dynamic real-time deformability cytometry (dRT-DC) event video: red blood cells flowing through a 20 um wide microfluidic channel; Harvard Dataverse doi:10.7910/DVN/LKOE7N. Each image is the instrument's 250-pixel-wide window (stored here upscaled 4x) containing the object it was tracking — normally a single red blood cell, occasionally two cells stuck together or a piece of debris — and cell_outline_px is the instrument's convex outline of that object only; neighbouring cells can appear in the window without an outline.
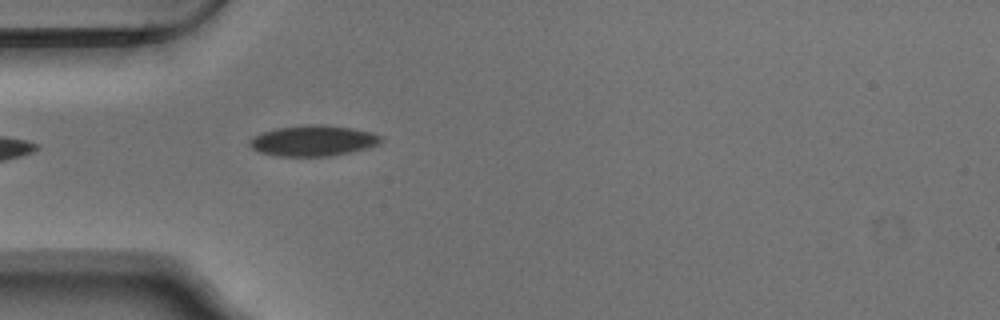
{"species": "Egyptian fruit bat (a non-hibernating species)", "species_latin": "Rousettus aegyptiacus", "temperature_condition": "warm", "stored_images_in_passage": 43, "camera_frame_rate_fps": 3000, "um_per_image_px": 0.085, "animal": {"sex": "male"}, "frame": {"image": 1, "passage_image": 5, "time_ms": 1.333, "image_size_px": [1000, 320], "cell_outline_px": [[384, 140], [380, 144], [368, 148], [352, 152], [332, 156], [276, 156], [260, 152], [252, 148], [248, 144], [248, 140], [264, 132], [276, 128], [308, 124], [324, 124], [352, 128], [372, 132], [380, 136]], "centroid_in_image_um": [26.66, 11.96], "position_along_channel_um": 58.3, "area_um2": 23.7}}
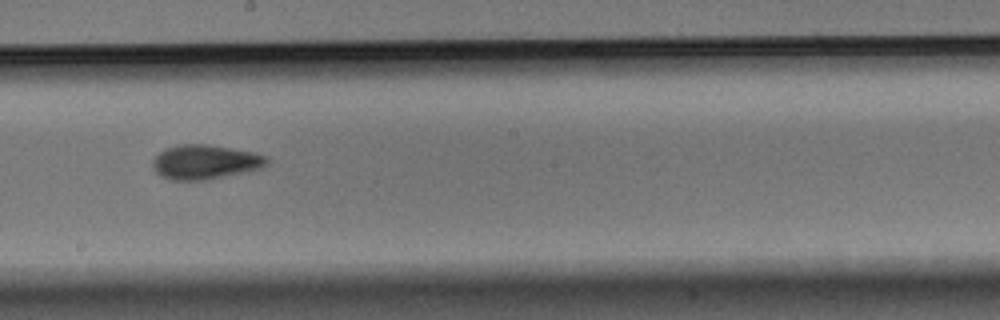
{"frame": {"image": 2, "passage_image": 19, "time_ms": 6.0, "image_size_px": [1000, 320], "cell_outline_px": [[268, 164], [264, 168], [248, 172], [204, 180], [168, 180], [160, 176], [152, 168], [152, 160], [160, 152], [168, 148], [180, 144], [208, 144], [252, 152], [268, 156]], "centroid_in_image_um": [17.45, 13.78], "position_along_channel_um": 230.7, "area_um2": 23.12}}
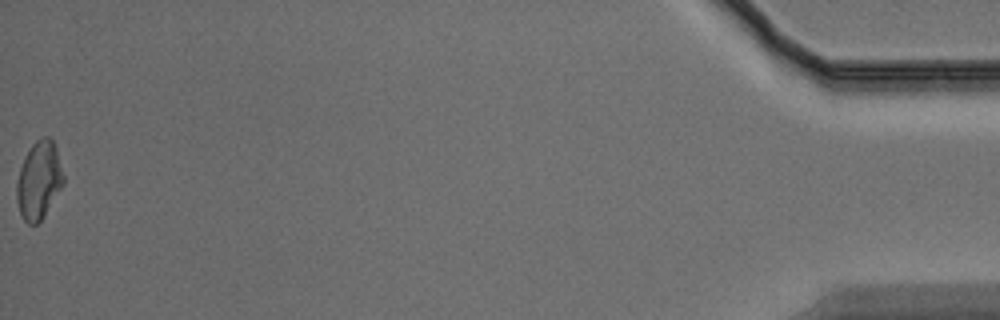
{"frame": {"image": 3, "passage_image": 43, "time_ms": 14.0, "image_size_px": [1000, 320], "cell_outline_px": [[64, 184], [44, 216], [36, 224], [28, 224], [24, 220], [20, 212], [16, 200], [16, 184], [20, 168], [24, 156], [32, 144], [36, 140], [44, 136], [48, 136], [52, 140], [56, 148], [64, 176]], "centroid_in_image_um": [3.3, 15.32], "position_along_channel_um": 431.9, "area_um2": 21.21}, "authors_computed_cell_mechanics": {"area_um2": 22.253, "velocity_mm_per_s": 3.7421, "shape_relaxation_time_tau1_ms": 4.4305, "shape_relaxation_time_tau2_ms": 5.4175, "deformation_change_tau1": 0.1142, "deformation_change_tau2": 0.0879}}